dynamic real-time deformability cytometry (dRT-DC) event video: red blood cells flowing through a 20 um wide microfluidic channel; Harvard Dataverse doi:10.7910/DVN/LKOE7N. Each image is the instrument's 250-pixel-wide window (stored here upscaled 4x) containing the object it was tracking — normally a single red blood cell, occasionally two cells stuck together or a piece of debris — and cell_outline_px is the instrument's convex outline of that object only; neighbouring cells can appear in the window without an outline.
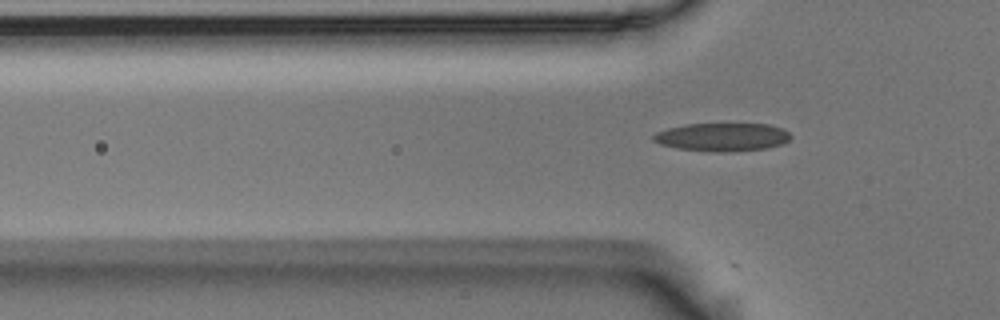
{"species": "Egyptian fruit bat (a non-hibernating species)", "species_latin": "Rousettus aegyptiacus", "temperature_condition": "room temperature", "stored_images_in_passage": 40, "camera_frame_rate_fps": 3000, "um_per_image_px": 0.085, "animal": {"sex": "male"}, "frame": {"image": 1, "passage_image": 3, "time_ms": 0.667, "image_size_px": [1000, 320], "cell_outline_px": [[792, 136], [788, 140], [780, 144], [768, 148], [732, 152], [716, 152], [676, 148], [660, 144], [652, 140], [652, 136], [656, 132], [668, 128], [688, 124], [768, 124], [784, 128]], "centroid_in_image_um": [61.4, 11.65], "position_along_channel_um": 64.4, "area_um2": 22.66}}
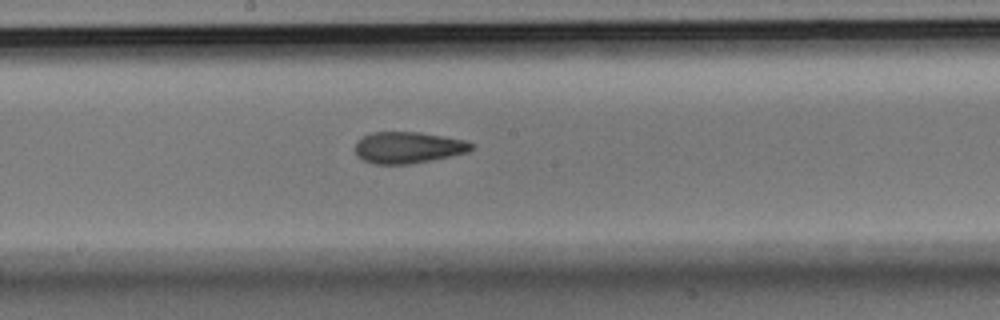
{"frame": {"image": 2, "passage_image": 15, "time_ms": 4.667, "image_size_px": [1000, 320], "cell_outline_px": [[472, 148], [468, 152], [432, 160], [408, 164], [376, 164], [364, 160], [356, 152], [356, 144], [364, 136], [372, 132], [420, 132], [464, 140], [472, 144]], "centroid_in_image_um": [34.7, 12.54], "position_along_channel_um": 213.5, "area_um2": 20.92}}
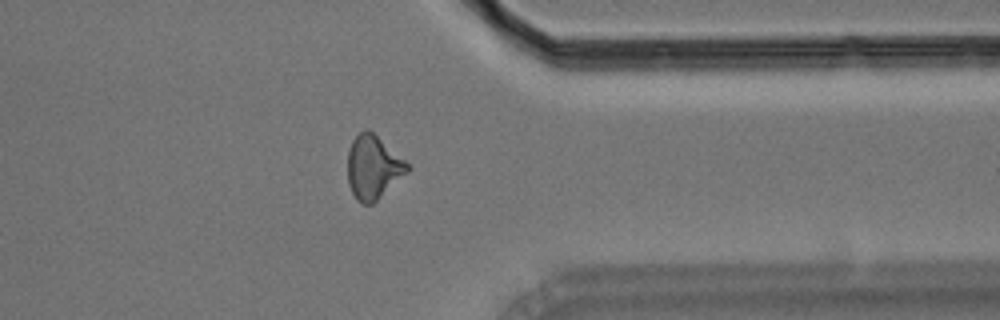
{"frame": {"image": 3, "passage_image": 29, "time_ms": 9.333, "image_size_px": [1000, 320], "cell_outline_px": [[412, 168], [408, 172], [372, 204], [360, 204], [356, 200], [348, 184], [348, 152], [352, 140], [364, 128], [368, 128], [404, 160]], "centroid_in_image_um": [31.7, 14.23], "position_along_channel_um": 379.7, "area_um2": 21.96}, "authors_computed_cell_mechanics": {"area_um2": 21.386, "velocity_mm_per_s": 3.7148, "shape_relaxation_time_tau1_ms": null, "shape_relaxation_time_tau2_ms": 3.7889, "deformation_change_tau1": null, "deformation_change_tau2": 0.1295}}